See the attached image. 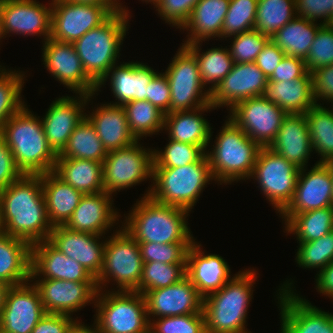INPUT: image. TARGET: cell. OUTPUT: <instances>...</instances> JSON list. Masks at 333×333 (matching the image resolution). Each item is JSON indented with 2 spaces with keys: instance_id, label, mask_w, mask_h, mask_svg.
<instances>
[{
  "instance_id": "obj_5",
  "label": "cell",
  "mask_w": 333,
  "mask_h": 333,
  "mask_svg": "<svg viewBox=\"0 0 333 333\" xmlns=\"http://www.w3.org/2000/svg\"><path fill=\"white\" fill-rule=\"evenodd\" d=\"M130 15L123 9L112 13L103 23L72 43L85 73L96 85L118 64Z\"/></svg>"
},
{
  "instance_id": "obj_9",
  "label": "cell",
  "mask_w": 333,
  "mask_h": 333,
  "mask_svg": "<svg viewBox=\"0 0 333 333\" xmlns=\"http://www.w3.org/2000/svg\"><path fill=\"white\" fill-rule=\"evenodd\" d=\"M94 308L98 333H149L146 301L137 291H98Z\"/></svg>"
},
{
  "instance_id": "obj_43",
  "label": "cell",
  "mask_w": 333,
  "mask_h": 333,
  "mask_svg": "<svg viewBox=\"0 0 333 333\" xmlns=\"http://www.w3.org/2000/svg\"><path fill=\"white\" fill-rule=\"evenodd\" d=\"M295 17V0H258L254 30L271 38Z\"/></svg>"
},
{
  "instance_id": "obj_31",
  "label": "cell",
  "mask_w": 333,
  "mask_h": 333,
  "mask_svg": "<svg viewBox=\"0 0 333 333\" xmlns=\"http://www.w3.org/2000/svg\"><path fill=\"white\" fill-rule=\"evenodd\" d=\"M216 108L211 104L190 111L164 114V131L169 139L201 146L205 151L212 140V127L202 115Z\"/></svg>"
},
{
  "instance_id": "obj_44",
  "label": "cell",
  "mask_w": 333,
  "mask_h": 333,
  "mask_svg": "<svg viewBox=\"0 0 333 333\" xmlns=\"http://www.w3.org/2000/svg\"><path fill=\"white\" fill-rule=\"evenodd\" d=\"M24 73L0 65V129L26 105L21 96L26 79Z\"/></svg>"
},
{
  "instance_id": "obj_6",
  "label": "cell",
  "mask_w": 333,
  "mask_h": 333,
  "mask_svg": "<svg viewBox=\"0 0 333 333\" xmlns=\"http://www.w3.org/2000/svg\"><path fill=\"white\" fill-rule=\"evenodd\" d=\"M226 118L215 137V144L211 145L213 148L206 151L215 182L225 186L235 181L250 180L261 148L231 119Z\"/></svg>"
},
{
  "instance_id": "obj_67",
  "label": "cell",
  "mask_w": 333,
  "mask_h": 333,
  "mask_svg": "<svg viewBox=\"0 0 333 333\" xmlns=\"http://www.w3.org/2000/svg\"><path fill=\"white\" fill-rule=\"evenodd\" d=\"M144 1L145 3H151V5L153 4V6H155V4L159 1V0H141Z\"/></svg>"
},
{
  "instance_id": "obj_68",
  "label": "cell",
  "mask_w": 333,
  "mask_h": 333,
  "mask_svg": "<svg viewBox=\"0 0 333 333\" xmlns=\"http://www.w3.org/2000/svg\"><path fill=\"white\" fill-rule=\"evenodd\" d=\"M238 333H252L251 331L249 332L248 330L246 331H242V332H238Z\"/></svg>"
},
{
  "instance_id": "obj_21",
  "label": "cell",
  "mask_w": 333,
  "mask_h": 333,
  "mask_svg": "<svg viewBox=\"0 0 333 333\" xmlns=\"http://www.w3.org/2000/svg\"><path fill=\"white\" fill-rule=\"evenodd\" d=\"M51 23L52 0L46 5L37 0H2L4 39L15 33L27 37L38 35L43 37V43L51 36Z\"/></svg>"
},
{
  "instance_id": "obj_38",
  "label": "cell",
  "mask_w": 333,
  "mask_h": 333,
  "mask_svg": "<svg viewBox=\"0 0 333 333\" xmlns=\"http://www.w3.org/2000/svg\"><path fill=\"white\" fill-rule=\"evenodd\" d=\"M203 41H197L185 46L195 55L199 66L201 80L204 86L212 92L216 86L227 76L234 65L227 46L214 47L201 52ZM211 84V85H210ZM209 85V86H208Z\"/></svg>"
},
{
  "instance_id": "obj_25",
  "label": "cell",
  "mask_w": 333,
  "mask_h": 333,
  "mask_svg": "<svg viewBox=\"0 0 333 333\" xmlns=\"http://www.w3.org/2000/svg\"><path fill=\"white\" fill-rule=\"evenodd\" d=\"M113 200V196L105 191L84 194L64 226L71 231L107 235L121 216Z\"/></svg>"
},
{
  "instance_id": "obj_24",
  "label": "cell",
  "mask_w": 333,
  "mask_h": 333,
  "mask_svg": "<svg viewBox=\"0 0 333 333\" xmlns=\"http://www.w3.org/2000/svg\"><path fill=\"white\" fill-rule=\"evenodd\" d=\"M48 241L64 255L80 263L95 279L99 276L103 266L106 236L104 238L71 231L65 226H55Z\"/></svg>"
},
{
  "instance_id": "obj_65",
  "label": "cell",
  "mask_w": 333,
  "mask_h": 333,
  "mask_svg": "<svg viewBox=\"0 0 333 333\" xmlns=\"http://www.w3.org/2000/svg\"><path fill=\"white\" fill-rule=\"evenodd\" d=\"M4 39V34L2 30V0H0V42Z\"/></svg>"
},
{
  "instance_id": "obj_69",
  "label": "cell",
  "mask_w": 333,
  "mask_h": 333,
  "mask_svg": "<svg viewBox=\"0 0 333 333\" xmlns=\"http://www.w3.org/2000/svg\"><path fill=\"white\" fill-rule=\"evenodd\" d=\"M329 25L333 28V19H332V21L330 22Z\"/></svg>"
},
{
  "instance_id": "obj_41",
  "label": "cell",
  "mask_w": 333,
  "mask_h": 333,
  "mask_svg": "<svg viewBox=\"0 0 333 333\" xmlns=\"http://www.w3.org/2000/svg\"><path fill=\"white\" fill-rule=\"evenodd\" d=\"M333 107V105H332ZM315 105L304 115L308 125L313 151L318 153L320 160H333V108ZM331 108V110L329 109Z\"/></svg>"
},
{
  "instance_id": "obj_66",
  "label": "cell",
  "mask_w": 333,
  "mask_h": 333,
  "mask_svg": "<svg viewBox=\"0 0 333 333\" xmlns=\"http://www.w3.org/2000/svg\"><path fill=\"white\" fill-rule=\"evenodd\" d=\"M329 168H330V172H331V177H332V181H333V160L325 162Z\"/></svg>"
},
{
  "instance_id": "obj_17",
  "label": "cell",
  "mask_w": 333,
  "mask_h": 333,
  "mask_svg": "<svg viewBox=\"0 0 333 333\" xmlns=\"http://www.w3.org/2000/svg\"><path fill=\"white\" fill-rule=\"evenodd\" d=\"M42 47V62L55 80L73 94H96L97 85L85 73L72 43L49 38Z\"/></svg>"
},
{
  "instance_id": "obj_18",
  "label": "cell",
  "mask_w": 333,
  "mask_h": 333,
  "mask_svg": "<svg viewBox=\"0 0 333 333\" xmlns=\"http://www.w3.org/2000/svg\"><path fill=\"white\" fill-rule=\"evenodd\" d=\"M76 96V97H75ZM75 96L55 98L49 105L41 122L44 134L52 149L59 154L67 145L70 135L86 116V109L94 94L76 93Z\"/></svg>"
},
{
  "instance_id": "obj_42",
  "label": "cell",
  "mask_w": 333,
  "mask_h": 333,
  "mask_svg": "<svg viewBox=\"0 0 333 333\" xmlns=\"http://www.w3.org/2000/svg\"><path fill=\"white\" fill-rule=\"evenodd\" d=\"M131 134L136 140L157 135L164 129V113L146 100H133L123 105Z\"/></svg>"
},
{
  "instance_id": "obj_37",
  "label": "cell",
  "mask_w": 333,
  "mask_h": 333,
  "mask_svg": "<svg viewBox=\"0 0 333 333\" xmlns=\"http://www.w3.org/2000/svg\"><path fill=\"white\" fill-rule=\"evenodd\" d=\"M320 26L321 24L319 22H312L296 16L272 35L270 40L277 45L285 55L305 60Z\"/></svg>"
},
{
  "instance_id": "obj_4",
  "label": "cell",
  "mask_w": 333,
  "mask_h": 333,
  "mask_svg": "<svg viewBox=\"0 0 333 333\" xmlns=\"http://www.w3.org/2000/svg\"><path fill=\"white\" fill-rule=\"evenodd\" d=\"M249 269L235 273L220 290L203 298L206 333H238L248 330V307L259 274L254 268Z\"/></svg>"
},
{
  "instance_id": "obj_52",
  "label": "cell",
  "mask_w": 333,
  "mask_h": 333,
  "mask_svg": "<svg viewBox=\"0 0 333 333\" xmlns=\"http://www.w3.org/2000/svg\"><path fill=\"white\" fill-rule=\"evenodd\" d=\"M333 64V28L321 25L311 44L305 65L308 72H313L320 67Z\"/></svg>"
},
{
  "instance_id": "obj_55",
  "label": "cell",
  "mask_w": 333,
  "mask_h": 333,
  "mask_svg": "<svg viewBox=\"0 0 333 333\" xmlns=\"http://www.w3.org/2000/svg\"><path fill=\"white\" fill-rule=\"evenodd\" d=\"M313 96L317 105H324L320 103L325 101L326 103L333 104V64L323 66L317 70L311 72Z\"/></svg>"
},
{
  "instance_id": "obj_27",
  "label": "cell",
  "mask_w": 333,
  "mask_h": 333,
  "mask_svg": "<svg viewBox=\"0 0 333 333\" xmlns=\"http://www.w3.org/2000/svg\"><path fill=\"white\" fill-rule=\"evenodd\" d=\"M147 64L136 60L114 65L97 85L96 95L109 79L111 92L117 101H110V104L123 106L133 100L147 101L148 83L158 73Z\"/></svg>"
},
{
  "instance_id": "obj_47",
  "label": "cell",
  "mask_w": 333,
  "mask_h": 333,
  "mask_svg": "<svg viewBox=\"0 0 333 333\" xmlns=\"http://www.w3.org/2000/svg\"><path fill=\"white\" fill-rule=\"evenodd\" d=\"M298 246L295 256L298 267L320 271L333 262V231L311 242L298 243Z\"/></svg>"
},
{
  "instance_id": "obj_1",
  "label": "cell",
  "mask_w": 333,
  "mask_h": 333,
  "mask_svg": "<svg viewBox=\"0 0 333 333\" xmlns=\"http://www.w3.org/2000/svg\"><path fill=\"white\" fill-rule=\"evenodd\" d=\"M0 230L30 245L48 240L49 222L41 174H23L0 191Z\"/></svg>"
},
{
  "instance_id": "obj_51",
  "label": "cell",
  "mask_w": 333,
  "mask_h": 333,
  "mask_svg": "<svg viewBox=\"0 0 333 333\" xmlns=\"http://www.w3.org/2000/svg\"><path fill=\"white\" fill-rule=\"evenodd\" d=\"M138 244L143 263L186 264L188 251L193 243L159 244L147 242Z\"/></svg>"
},
{
  "instance_id": "obj_3",
  "label": "cell",
  "mask_w": 333,
  "mask_h": 333,
  "mask_svg": "<svg viewBox=\"0 0 333 333\" xmlns=\"http://www.w3.org/2000/svg\"><path fill=\"white\" fill-rule=\"evenodd\" d=\"M0 137L10 148L22 174L54 171L58 154L46 139L40 116L34 115L27 104L1 127Z\"/></svg>"
},
{
  "instance_id": "obj_60",
  "label": "cell",
  "mask_w": 333,
  "mask_h": 333,
  "mask_svg": "<svg viewBox=\"0 0 333 333\" xmlns=\"http://www.w3.org/2000/svg\"><path fill=\"white\" fill-rule=\"evenodd\" d=\"M284 56L285 53L271 40H269L262 51L257 55L255 63L257 67L269 78Z\"/></svg>"
},
{
  "instance_id": "obj_11",
  "label": "cell",
  "mask_w": 333,
  "mask_h": 333,
  "mask_svg": "<svg viewBox=\"0 0 333 333\" xmlns=\"http://www.w3.org/2000/svg\"><path fill=\"white\" fill-rule=\"evenodd\" d=\"M103 187L115 196L148 179L152 183L153 148H145L139 140L124 148L109 151L103 161Z\"/></svg>"
},
{
  "instance_id": "obj_34",
  "label": "cell",
  "mask_w": 333,
  "mask_h": 333,
  "mask_svg": "<svg viewBox=\"0 0 333 333\" xmlns=\"http://www.w3.org/2000/svg\"><path fill=\"white\" fill-rule=\"evenodd\" d=\"M41 184L49 222L52 227L64 226L84 194L54 171L41 174Z\"/></svg>"
},
{
  "instance_id": "obj_13",
  "label": "cell",
  "mask_w": 333,
  "mask_h": 333,
  "mask_svg": "<svg viewBox=\"0 0 333 333\" xmlns=\"http://www.w3.org/2000/svg\"><path fill=\"white\" fill-rule=\"evenodd\" d=\"M294 284L290 278L277 291L280 333H333V313L319 309L294 292Z\"/></svg>"
},
{
  "instance_id": "obj_53",
  "label": "cell",
  "mask_w": 333,
  "mask_h": 333,
  "mask_svg": "<svg viewBox=\"0 0 333 333\" xmlns=\"http://www.w3.org/2000/svg\"><path fill=\"white\" fill-rule=\"evenodd\" d=\"M200 0H159L154 9L171 27L181 28L188 21L193 8Z\"/></svg>"
},
{
  "instance_id": "obj_12",
  "label": "cell",
  "mask_w": 333,
  "mask_h": 333,
  "mask_svg": "<svg viewBox=\"0 0 333 333\" xmlns=\"http://www.w3.org/2000/svg\"><path fill=\"white\" fill-rule=\"evenodd\" d=\"M300 171L269 147H261L251 179L258 182L257 187L280 214L292 200Z\"/></svg>"
},
{
  "instance_id": "obj_35",
  "label": "cell",
  "mask_w": 333,
  "mask_h": 333,
  "mask_svg": "<svg viewBox=\"0 0 333 333\" xmlns=\"http://www.w3.org/2000/svg\"><path fill=\"white\" fill-rule=\"evenodd\" d=\"M31 245L0 230V280L10 286L30 281Z\"/></svg>"
},
{
  "instance_id": "obj_49",
  "label": "cell",
  "mask_w": 333,
  "mask_h": 333,
  "mask_svg": "<svg viewBox=\"0 0 333 333\" xmlns=\"http://www.w3.org/2000/svg\"><path fill=\"white\" fill-rule=\"evenodd\" d=\"M228 40H232L228 49L233 61L235 63H249L255 62L257 55L265 47L270 37L253 29L229 37Z\"/></svg>"
},
{
  "instance_id": "obj_22",
  "label": "cell",
  "mask_w": 333,
  "mask_h": 333,
  "mask_svg": "<svg viewBox=\"0 0 333 333\" xmlns=\"http://www.w3.org/2000/svg\"><path fill=\"white\" fill-rule=\"evenodd\" d=\"M267 83L268 77L255 62L234 63L231 72L211 92L210 104L230 110L243 100L262 96Z\"/></svg>"
},
{
  "instance_id": "obj_30",
  "label": "cell",
  "mask_w": 333,
  "mask_h": 333,
  "mask_svg": "<svg viewBox=\"0 0 333 333\" xmlns=\"http://www.w3.org/2000/svg\"><path fill=\"white\" fill-rule=\"evenodd\" d=\"M88 113L86 117L95 127L107 152L127 147L137 141L129 130L123 106L103 103Z\"/></svg>"
},
{
  "instance_id": "obj_26",
  "label": "cell",
  "mask_w": 333,
  "mask_h": 333,
  "mask_svg": "<svg viewBox=\"0 0 333 333\" xmlns=\"http://www.w3.org/2000/svg\"><path fill=\"white\" fill-rule=\"evenodd\" d=\"M30 279L96 282L80 263L64 255L48 240L31 245Z\"/></svg>"
},
{
  "instance_id": "obj_23",
  "label": "cell",
  "mask_w": 333,
  "mask_h": 333,
  "mask_svg": "<svg viewBox=\"0 0 333 333\" xmlns=\"http://www.w3.org/2000/svg\"><path fill=\"white\" fill-rule=\"evenodd\" d=\"M149 322L152 319L203 313V297L185 276L173 285L144 294Z\"/></svg>"
},
{
  "instance_id": "obj_50",
  "label": "cell",
  "mask_w": 333,
  "mask_h": 333,
  "mask_svg": "<svg viewBox=\"0 0 333 333\" xmlns=\"http://www.w3.org/2000/svg\"><path fill=\"white\" fill-rule=\"evenodd\" d=\"M149 333H206L204 313L151 319Z\"/></svg>"
},
{
  "instance_id": "obj_46",
  "label": "cell",
  "mask_w": 333,
  "mask_h": 333,
  "mask_svg": "<svg viewBox=\"0 0 333 333\" xmlns=\"http://www.w3.org/2000/svg\"><path fill=\"white\" fill-rule=\"evenodd\" d=\"M186 276V264L147 262L143 264L140 293L164 288L179 282Z\"/></svg>"
},
{
  "instance_id": "obj_40",
  "label": "cell",
  "mask_w": 333,
  "mask_h": 333,
  "mask_svg": "<svg viewBox=\"0 0 333 333\" xmlns=\"http://www.w3.org/2000/svg\"><path fill=\"white\" fill-rule=\"evenodd\" d=\"M283 227L298 243L319 239L333 231V206L295 214Z\"/></svg>"
},
{
  "instance_id": "obj_56",
  "label": "cell",
  "mask_w": 333,
  "mask_h": 333,
  "mask_svg": "<svg viewBox=\"0 0 333 333\" xmlns=\"http://www.w3.org/2000/svg\"><path fill=\"white\" fill-rule=\"evenodd\" d=\"M147 101L156 106L164 114L170 113L171 90L167 77L161 71L148 83Z\"/></svg>"
},
{
  "instance_id": "obj_15",
  "label": "cell",
  "mask_w": 333,
  "mask_h": 333,
  "mask_svg": "<svg viewBox=\"0 0 333 333\" xmlns=\"http://www.w3.org/2000/svg\"><path fill=\"white\" fill-rule=\"evenodd\" d=\"M112 12L104 5L52 0L51 39L73 43L103 23Z\"/></svg>"
},
{
  "instance_id": "obj_45",
  "label": "cell",
  "mask_w": 333,
  "mask_h": 333,
  "mask_svg": "<svg viewBox=\"0 0 333 333\" xmlns=\"http://www.w3.org/2000/svg\"><path fill=\"white\" fill-rule=\"evenodd\" d=\"M163 149H153V168H175L199 162L206 151L197 145L178 142L168 138Z\"/></svg>"
},
{
  "instance_id": "obj_61",
  "label": "cell",
  "mask_w": 333,
  "mask_h": 333,
  "mask_svg": "<svg viewBox=\"0 0 333 333\" xmlns=\"http://www.w3.org/2000/svg\"><path fill=\"white\" fill-rule=\"evenodd\" d=\"M316 272V291L333 300V262Z\"/></svg>"
},
{
  "instance_id": "obj_39",
  "label": "cell",
  "mask_w": 333,
  "mask_h": 333,
  "mask_svg": "<svg viewBox=\"0 0 333 333\" xmlns=\"http://www.w3.org/2000/svg\"><path fill=\"white\" fill-rule=\"evenodd\" d=\"M108 152L96 133L95 127L85 116L74 129L67 145L57 158H77L103 163Z\"/></svg>"
},
{
  "instance_id": "obj_62",
  "label": "cell",
  "mask_w": 333,
  "mask_h": 333,
  "mask_svg": "<svg viewBox=\"0 0 333 333\" xmlns=\"http://www.w3.org/2000/svg\"><path fill=\"white\" fill-rule=\"evenodd\" d=\"M71 1L96 4V5H104L112 13H115V12L123 9L125 12L130 14L128 8H126V6H124L123 3H120L121 2L120 0H71Z\"/></svg>"
},
{
  "instance_id": "obj_20",
  "label": "cell",
  "mask_w": 333,
  "mask_h": 333,
  "mask_svg": "<svg viewBox=\"0 0 333 333\" xmlns=\"http://www.w3.org/2000/svg\"><path fill=\"white\" fill-rule=\"evenodd\" d=\"M45 314L40 293L31 280L10 286L0 317V332L31 333Z\"/></svg>"
},
{
  "instance_id": "obj_58",
  "label": "cell",
  "mask_w": 333,
  "mask_h": 333,
  "mask_svg": "<svg viewBox=\"0 0 333 333\" xmlns=\"http://www.w3.org/2000/svg\"><path fill=\"white\" fill-rule=\"evenodd\" d=\"M78 321V316L46 313L31 333H67Z\"/></svg>"
},
{
  "instance_id": "obj_14",
  "label": "cell",
  "mask_w": 333,
  "mask_h": 333,
  "mask_svg": "<svg viewBox=\"0 0 333 333\" xmlns=\"http://www.w3.org/2000/svg\"><path fill=\"white\" fill-rule=\"evenodd\" d=\"M228 113V118L260 147L270 146L287 115L263 96L243 100Z\"/></svg>"
},
{
  "instance_id": "obj_29",
  "label": "cell",
  "mask_w": 333,
  "mask_h": 333,
  "mask_svg": "<svg viewBox=\"0 0 333 333\" xmlns=\"http://www.w3.org/2000/svg\"><path fill=\"white\" fill-rule=\"evenodd\" d=\"M269 148L299 169L307 168L313 152L304 114H287Z\"/></svg>"
},
{
  "instance_id": "obj_2",
  "label": "cell",
  "mask_w": 333,
  "mask_h": 333,
  "mask_svg": "<svg viewBox=\"0 0 333 333\" xmlns=\"http://www.w3.org/2000/svg\"><path fill=\"white\" fill-rule=\"evenodd\" d=\"M139 199L121 222L123 229L138 243H193L196 240L187 222L189 210L160 204L150 196Z\"/></svg>"
},
{
  "instance_id": "obj_54",
  "label": "cell",
  "mask_w": 333,
  "mask_h": 333,
  "mask_svg": "<svg viewBox=\"0 0 333 333\" xmlns=\"http://www.w3.org/2000/svg\"><path fill=\"white\" fill-rule=\"evenodd\" d=\"M296 16L321 25L330 24L333 19V0H295Z\"/></svg>"
},
{
  "instance_id": "obj_32",
  "label": "cell",
  "mask_w": 333,
  "mask_h": 333,
  "mask_svg": "<svg viewBox=\"0 0 333 333\" xmlns=\"http://www.w3.org/2000/svg\"><path fill=\"white\" fill-rule=\"evenodd\" d=\"M230 0H200L193 8L188 21L181 28L188 32L184 43L209 41L212 38L222 40V27L228 12ZM208 39V40H207Z\"/></svg>"
},
{
  "instance_id": "obj_16",
  "label": "cell",
  "mask_w": 333,
  "mask_h": 333,
  "mask_svg": "<svg viewBox=\"0 0 333 333\" xmlns=\"http://www.w3.org/2000/svg\"><path fill=\"white\" fill-rule=\"evenodd\" d=\"M300 171L292 200L279 214L286 224L295 214L333 206V181L329 166L316 162ZM308 171V172H306Z\"/></svg>"
},
{
  "instance_id": "obj_64",
  "label": "cell",
  "mask_w": 333,
  "mask_h": 333,
  "mask_svg": "<svg viewBox=\"0 0 333 333\" xmlns=\"http://www.w3.org/2000/svg\"><path fill=\"white\" fill-rule=\"evenodd\" d=\"M9 288H10V285H8V284L4 283L2 280H0V317H1V313H2V310L5 305L6 295H7Z\"/></svg>"
},
{
  "instance_id": "obj_36",
  "label": "cell",
  "mask_w": 333,
  "mask_h": 333,
  "mask_svg": "<svg viewBox=\"0 0 333 333\" xmlns=\"http://www.w3.org/2000/svg\"><path fill=\"white\" fill-rule=\"evenodd\" d=\"M54 172L83 194L104 191L101 162L77 158H57Z\"/></svg>"
},
{
  "instance_id": "obj_19",
  "label": "cell",
  "mask_w": 333,
  "mask_h": 333,
  "mask_svg": "<svg viewBox=\"0 0 333 333\" xmlns=\"http://www.w3.org/2000/svg\"><path fill=\"white\" fill-rule=\"evenodd\" d=\"M37 287L46 313L72 316L90 304L95 305L96 282H75L59 279H30Z\"/></svg>"
},
{
  "instance_id": "obj_63",
  "label": "cell",
  "mask_w": 333,
  "mask_h": 333,
  "mask_svg": "<svg viewBox=\"0 0 333 333\" xmlns=\"http://www.w3.org/2000/svg\"><path fill=\"white\" fill-rule=\"evenodd\" d=\"M82 320H78L67 333H98V329L96 325L93 323L92 325H85Z\"/></svg>"
},
{
  "instance_id": "obj_28",
  "label": "cell",
  "mask_w": 333,
  "mask_h": 333,
  "mask_svg": "<svg viewBox=\"0 0 333 333\" xmlns=\"http://www.w3.org/2000/svg\"><path fill=\"white\" fill-rule=\"evenodd\" d=\"M200 242L194 241L189 248L186 263V276L205 298L220 290L231 276V269L219 254H207L202 251Z\"/></svg>"
},
{
  "instance_id": "obj_59",
  "label": "cell",
  "mask_w": 333,
  "mask_h": 333,
  "mask_svg": "<svg viewBox=\"0 0 333 333\" xmlns=\"http://www.w3.org/2000/svg\"><path fill=\"white\" fill-rule=\"evenodd\" d=\"M22 175L15 165L10 148L0 137V191L17 181Z\"/></svg>"
},
{
  "instance_id": "obj_10",
  "label": "cell",
  "mask_w": 333,
  "mask_h": 333,
  "mask_svg": "<svg viewBox=\"0 0 333 333\" xmlns=\"http://www.w3.org/2000/svg\"><path fill=\"white\" fill-rule=\"evenodd\" d=\"M176 52L163 72L171 90L170 113L209 105L211 92L201 80L195 55L185 45Z\"/></svg>"
},
{
  "instance_id": "obj_33",
  "label": "cell",
  "mask_w": 333,
  "mask_h": 333,
  "mask_svg": "<svg viewBox=\"0 0 333 333\" xmlns=\"http://www.w3.org/2000/svg\"><path fill=\"white\" fill-rule=\"evenodd\" d=\"M262 96L287 114H305L316 105L310 72L288 82L268 80Z\"/></svg>"
},
{
  "instance_id": "obj_57",
  "label": "cell",
  "mask_w": 333,
  "mask_h": 333,
  "mask_svg": "<svg viewBox=\"0 0 333 333\" xmlns=\"http://www.w3.org/2000/svg\"><path fill=\"white\" fill-rule=\"evenodd\" d=\"M307 72L304 59L285 55L268 80L288 82L303 77Z\"/></svg>"
},
{
  "instance_id": "obj_8",
  "label": "cell",
  "mask_w": 333,
  "mask_h": 333,
  "mask_svg": "<svg viewBox=\"0 0 333 333\" xmlns=\"http://www.w3.org/2000/svg\"><path fill=\"white\" fill-rule=\"evenodd\" d=\"M117 229L106 238L102 270L96 278L98 291L106 290L108 283H116L111 291H137L140 293V280L143 260L138 242L123 229Z\"/></svg>"
},
{
  "instance_id": "obj_7",
  "label": "cell",
  "mask_w": 333,
  "mask_h": 333,
  "mask_svg": "<svg viewBox=\"0 0 333 333\" xmlns=\"http://www.w3.org/2000/svg\"><path fill=\"white\" fill-rule=\"evenodd\" d=\"M215 181L207 155L183 167L153 168L152 183L142 195L160 204L177 206L190 212L207 184Z\"/></svg>"
},
{
  "instance_id": "obj_48",
  "label": "cell",
  "mask_w": 333,
  "mask_h": 333,
  "mask_svg": "<svg viewBox=\"0 0 333 333\" xmlns=\"http://www.w3.org/2000/svg\"><path fill=\"white\" fill-rule=\"evenodd\" d=\"M258 0H230L222 27V39L254 29Z\"/></svg>"
}]
</instances>
